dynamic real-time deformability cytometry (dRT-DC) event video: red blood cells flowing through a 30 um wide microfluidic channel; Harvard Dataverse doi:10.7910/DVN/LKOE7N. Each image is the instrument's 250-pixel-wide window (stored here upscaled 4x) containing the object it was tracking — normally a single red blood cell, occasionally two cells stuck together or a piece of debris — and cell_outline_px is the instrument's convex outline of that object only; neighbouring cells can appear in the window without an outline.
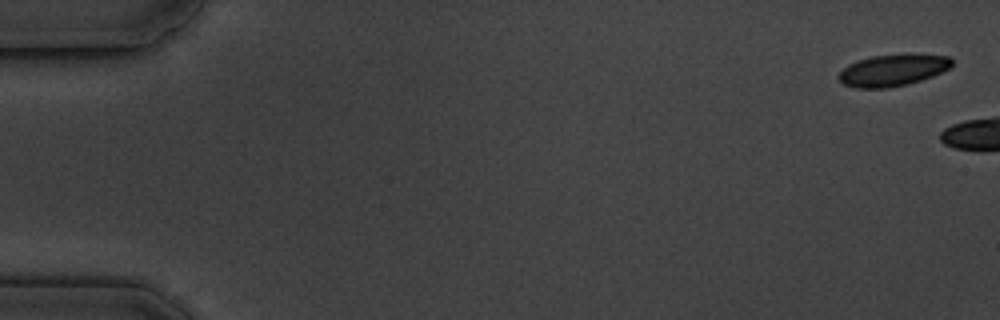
{"species": "common noctule bat (a hibernating species)", "species_latin": "Nyctalus noctula", "temperature_condition": "cold", "stored_images_in_passage": 3, "camera_frame_rate_fps": 3000, "um_per_image_px": 0.085, "animal": {"sex": "male", "body_mass_g": 19.5, "forearm_length_mm": 54.6}, "frame": {"image": 1, "passage_image": 1, "time_ms": 0.0, "image_size_px": [1000, 320], "cell_outline_px": [[952, 64], [948, 68], [932, 76], [908, 84], [888, 88], [856, 88], [844, 84], [836, 76], [848, 64], [872, 56], [948, 56], [952, 60]], "centroid_in_image_um": [75.81, 6.01], "position_along_channel_um": 9.2, "area_um2": 20.06}}